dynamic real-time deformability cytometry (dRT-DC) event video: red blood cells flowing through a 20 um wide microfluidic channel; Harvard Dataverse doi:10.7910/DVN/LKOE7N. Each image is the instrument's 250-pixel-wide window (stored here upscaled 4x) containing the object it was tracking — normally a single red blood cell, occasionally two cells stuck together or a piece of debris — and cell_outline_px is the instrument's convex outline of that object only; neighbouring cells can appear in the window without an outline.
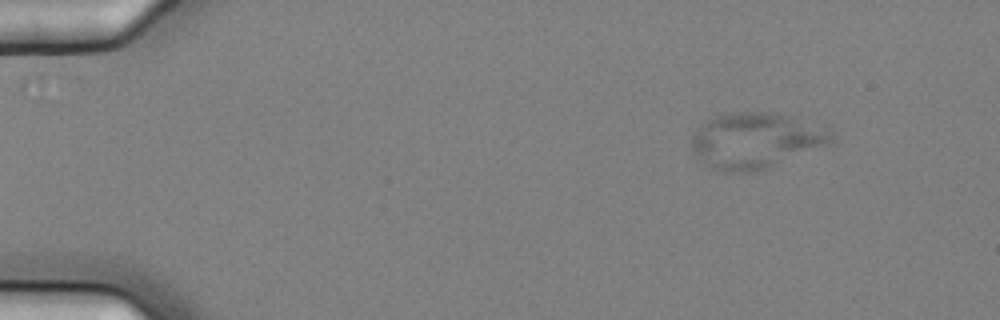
{"species": "common noctule bat (a hibernating species)", "species_latin": "Nyctalus noctula", "temperature_condition": "cold", "stored_images_in_passage": 14, "camera_frame_rate_fps": 3000, "um_per_image_px": 0.085, "animal": {"sex": "female", "body_mass_g": 25.1}, "frame": {"image": 1, "passage_image": 2, "time_ms": 0.333, "image_size_px": [1000, 320], "cell_outline_px": [[832, 136], [828, 144], [768, 168], [752, 172], [724, 172], [708, 168], [696, 156], [692, 148], [692, 136], [700, 124], [716, 116], [736, 112], [768, 112], [792, 116], [832, 128]], "centroid_in_image_um": [64.22, 11.94], "position_along_channel_um": 20.8, "area_um2": 45.43}}
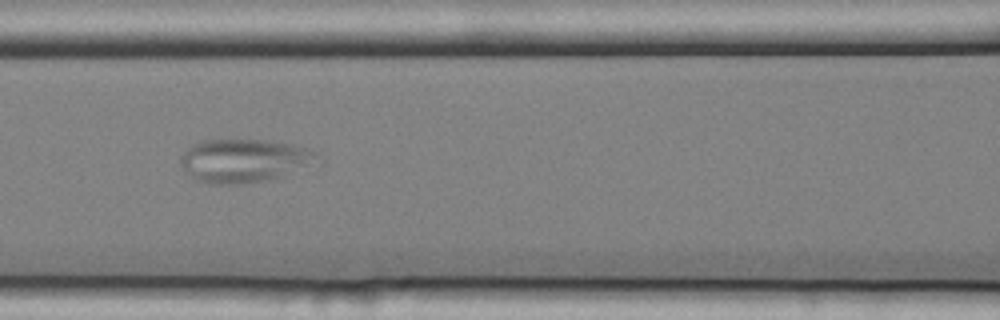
{"frame": {"image": 2, "passage_image": 6, "time_ms": 1.667, "image_size_px": [1000, 320], "cell_outline_px": [[320, 156], [284, 176], [252, 184], [208, 184], [196, 180], [180, 164], [180, 156], [192, 144], [204, 140], [264, 140], [292, 144], [308, 148], [316, 152]], "centroid_in_image_um": [20.68, 13.66], "position_along_channel_um": 145.9, "area_um2": 34.22}}
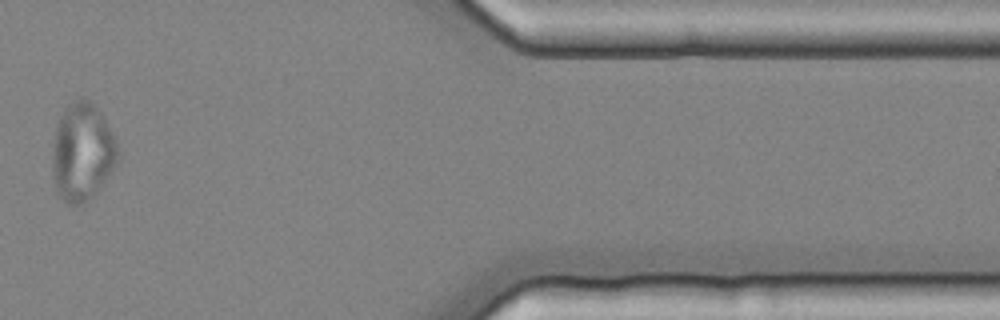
{"frame": {"image": 3, "passage_image": 13, "time_ms": 4.0, "image_size_px": [1000, 320], "cell_outline_px": [[120, 160], [96, 192], [84, 204], [68, 204], [56, 192], [52, 176], [52, 148], [56, 124], [64, 108], [72, 100], [84, 96], [104, 116], [116, 140], [120, 152]], "centroid_in_image_um": [6.99, 12.91], "position_along_channel_um": 404.4, "area_um2": 37.97}}